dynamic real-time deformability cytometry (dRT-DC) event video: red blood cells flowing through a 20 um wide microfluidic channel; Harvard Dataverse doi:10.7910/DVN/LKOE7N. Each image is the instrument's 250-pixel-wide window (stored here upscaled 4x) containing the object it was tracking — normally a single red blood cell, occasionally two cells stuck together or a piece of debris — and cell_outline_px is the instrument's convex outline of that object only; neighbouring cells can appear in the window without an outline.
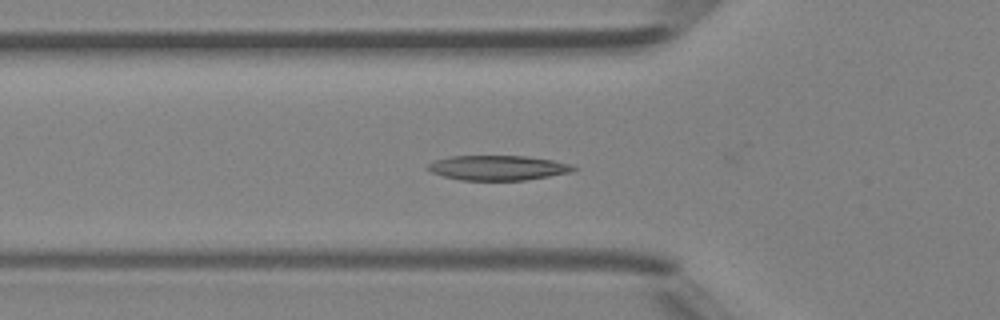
{"species": "Egyptian fruit bat (a non-hibernating species)", "species_latin": "Rousettus aegyptiacus", "temperature_condition": "room temperature", "stored_images_in_passage": 48, "camera_frame_rate_fps": 3000, "um_per_image_px": 0.085, "animal": {"sex": "female"}, "frame": {"image": 1, "passage_image": 16, "time_ms": 5.0, "image_size_px": [1000, 320], "cell_outline_px": [[576, 168], [572, 172], [524, 180], [460, 180], [444, 176], [432, 172], [424, 168], [428, 164], [436, 160], [448, 156], [524, 156], [552, 160], [572, 164]], "centroid_in_image_um": [42.29, 14.26], "position_along_channel_um": 83.5, "area_um2": 20.98}}
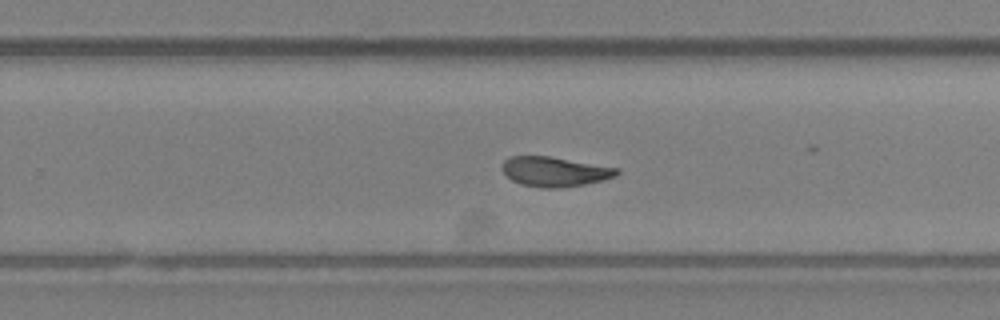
{"frame": {"image": 2, "passage_image": 30, "time_ms": 9.667, "image_size_px": [1000, 320], "cell_outline_px": [[620, 172], [616, 176], [604, 180], [584, 184], [560, 188], [540, 188], [520, 184], [512, 180], [500, 168], [504, 160], [508, 156], [552, 156], [620, 168]], "centroid_in_image_um": [47.16, 14.58], "position_along_channel_um": 282.6, "area_um2": 20.17}}
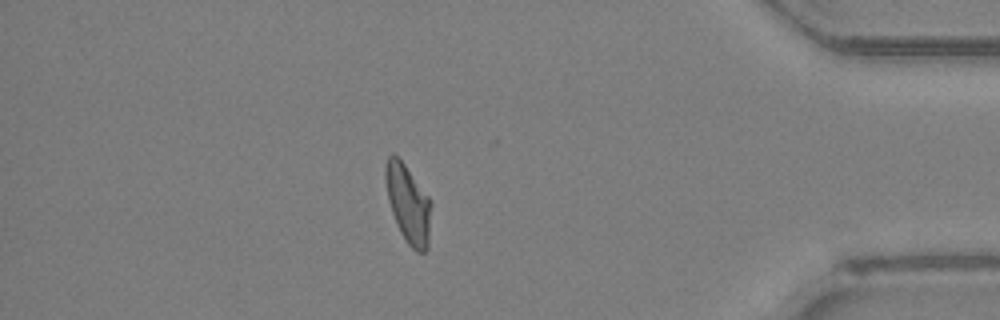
{"frame": {"image": 3, "passage_image": 41, "time_ms": 13.333, "image_size_px": [1000, 320], "cell_outline_px": [[432, 204], [428, 248], [424, 252], [416, 252], [408, 244], [400, 232], [396, 224], [388, 200], [384, 176], [384, 168], [388, 156], [392, 152], [404, 164], [428, 196]], "centroid_in_image_um": [34.69, 17.34], "position_along_channel_um": 400.5, "area_um2": 20.87}, "authors_computed_cell_mechanics": {"area_um2": 20.519, "velocity_mm_per_s": 4.287, "shape_relaxation_time_tau1_ms": 5.1783, "shape_relaxation_time_tau2_ms": 2.2149, "deformation_change_tau1": 0.1823, "deformation_change_tau2": 0.0839}}